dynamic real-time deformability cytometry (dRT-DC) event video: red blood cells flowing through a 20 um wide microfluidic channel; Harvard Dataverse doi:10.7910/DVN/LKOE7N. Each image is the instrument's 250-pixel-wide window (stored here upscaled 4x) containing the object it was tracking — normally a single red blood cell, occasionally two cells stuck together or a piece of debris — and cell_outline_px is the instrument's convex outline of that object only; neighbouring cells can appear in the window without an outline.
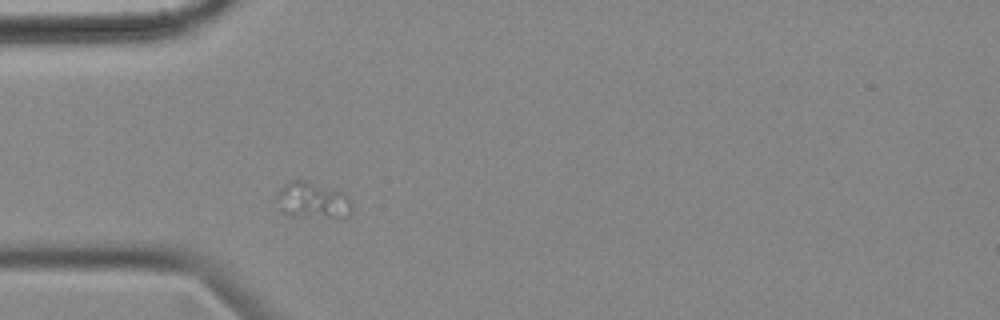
{"species": "common noctule bat (a hibernating species)", "species_latin": "Nyctalus noctula", "temperature_condition": "cold", "stored_images_in_passage": 31, "camera_frame_rate_fps": 3000, "um_per_image_px": 0.085, "animal": {"sex": "female", "body_mass_g": 18.4}, "frame": {"image": 1, "passage_image": 1, "time_ms": 0.0, "image_size_px": [1000, 320], "cell_outline_px": [[352, 212], [348, 216], [292, 216], [284, 212], [272, 200], [272, 196], [284, 184], [292, 180], [300, 180], [344, 192], [352, 208]], "centroid_in_image_um": [26.46, 17.02], "position_along_channel_um": 58.5, "area_um2": 15.72}}
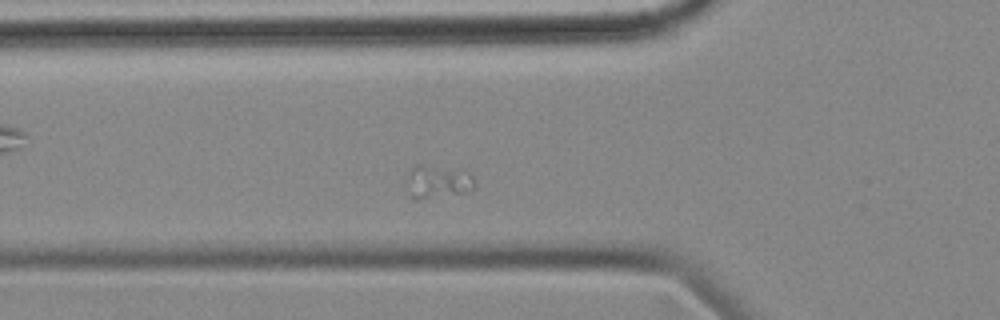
{"frame": {"image": 2, "passage_image": 4, "time_ms": 1.0, "image_size_px": [1000, 320], "cell_outline_px": [[476, 184], [472, 188], [464, 192], [416, 200], [408, 196], [408, 192], [412, 168], [420, 164], [472, 176]], "centroid_in_image_um": [37.16, 15.52], "position_along_channel_um": 88.6, "area_um2": 11.91}}
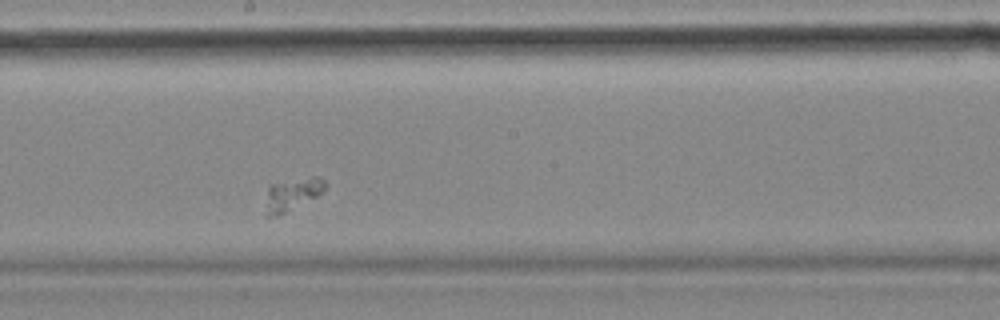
{"frame": {"image": 3, "passage_image": 16, "time_ms": 5.0, "image_size_px": [1000, 320], "cell_outline_px": [[328, 184], [316, 196], [280, 216], [264, 216], [268, 188], [272, 184], [312, 176], [316, 176], [324, 180]], "centroid_in_image_um": [24.81, 16.54], "position_along_channel_um": 223.4, "area_um2": 11.16}}